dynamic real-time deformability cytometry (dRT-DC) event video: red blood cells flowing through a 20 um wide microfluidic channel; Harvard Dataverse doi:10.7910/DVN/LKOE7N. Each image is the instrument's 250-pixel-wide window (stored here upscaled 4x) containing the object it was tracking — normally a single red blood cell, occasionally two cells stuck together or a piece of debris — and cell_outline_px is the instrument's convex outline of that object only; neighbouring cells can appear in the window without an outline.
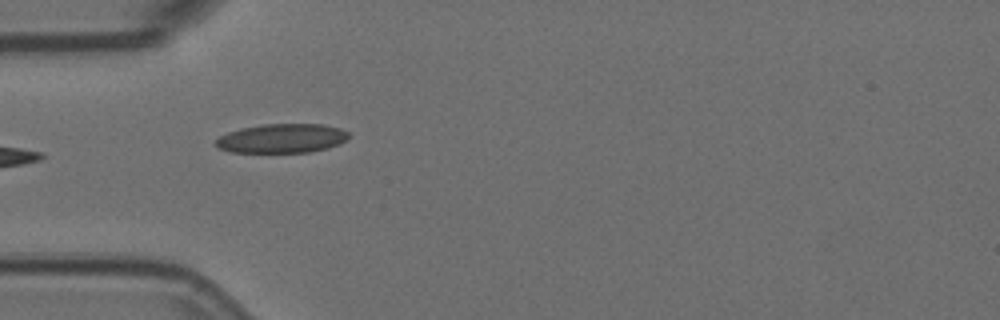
{"species": "Egyptian fruit bat (a non-hibernating species)", "species_latin": "Rousettus aegyptiacus", "temperature_condition": "room temperature", "stored_images_in_passage": 7, "camera_frame_rate_fps": 3000, "um_per_image_px": 0.085, "animal": {"sex": "female"}, "frame": {"image": 1, "passage_image": 6, "time_ms": 1.667, "image_size_px": [1000, 320], "cell_outline_px": [[348, 140], [340, 144], [328, 148], [308, 152], [232, 152], [220, 148], [216, 144], [216, 140], [220, 136], [228, 132], [240, 128], [264, 124], [324, 124], [340, 128], [348, 132]], "centroid_in_image_um": [24.01, 11.75], "position_along_channel_um": 61.0, "area_um2": 22.54}}
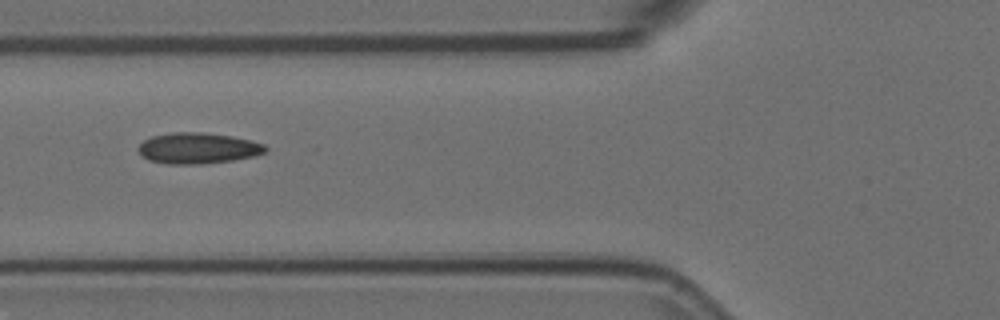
{"frame": {"image": 2, "passage_image": 7, "time_ms": 2.0, "image_size_px": [1000, 320], "cell_outline_px": [[268, 148], [264, 152], [252, 156], [232, 160], [196, 164], [168, 164], [148, 160], [140, 156], [136, 148], [144, 140], [152, 136], [172, 132], [204, 132], [232, 136], [252, 140], [264, 144]], "centroid_in_image_um": [16.77, 12.59], "position_along_channel_um": 109.0, "area_um2": 23.0}}